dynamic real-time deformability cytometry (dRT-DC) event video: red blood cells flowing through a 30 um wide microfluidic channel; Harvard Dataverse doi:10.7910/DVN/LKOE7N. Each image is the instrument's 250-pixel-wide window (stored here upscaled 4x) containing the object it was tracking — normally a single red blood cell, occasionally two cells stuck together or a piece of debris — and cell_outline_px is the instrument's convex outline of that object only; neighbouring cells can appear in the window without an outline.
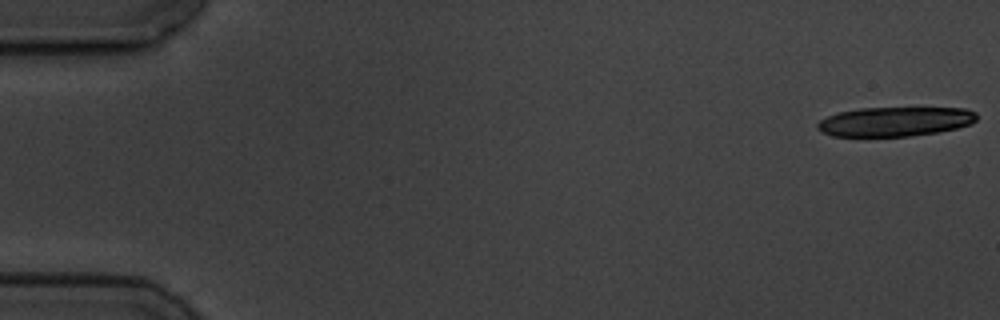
{"species": "common noctule bat (a hibernating species)", "species_latin": "Nyctalus noctula", "temperature_condition": "cold", "stored_images_in_passage": 5, "camera_frame_rate_fps": 3000, "um_per_image_px": 0.085, "animal": {"sex": "male", "body_mass_g": 19.5, "forearm_length_mm": 54.6}, "frame": {"image": 1, "passage_image": 1, "time_ms": 0.0, "image_size_px": [1000, 320], "cell_outline_px": [[976, 120], [972, 124], [956, 128], [936, 132], [908, 136], [832, 136], [820, 132], [816, 128], [816, 124], [820, 120], [836, 112], [860, 108], [964, 108], [976, 112]], "centroid_in_image_um": [76.03, 10.33], "position_along_channel_um": 9.0, "area_um2": 27.34}}